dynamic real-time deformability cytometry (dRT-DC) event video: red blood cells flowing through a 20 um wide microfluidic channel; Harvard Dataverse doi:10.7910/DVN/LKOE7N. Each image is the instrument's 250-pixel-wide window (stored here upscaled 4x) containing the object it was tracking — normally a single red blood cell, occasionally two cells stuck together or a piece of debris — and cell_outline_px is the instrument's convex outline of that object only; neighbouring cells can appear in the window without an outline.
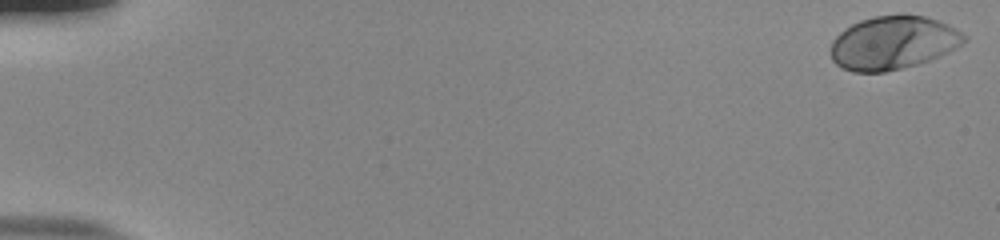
{"species": "human", "species_latin": "Homo sapiens", "temperature_condition": "room temperature", "stored_images_in_passage": 54, "camera_frame_rate_fps": 3000, "um_per_image_px": 0.085, "donor": {"sex": "male"}, "frame": {"image": 1, "passage_image": 1, "time_ms": 0.0, "image_size_px": [1000, 240], "cell_outline_px": [[968, 40], [956, 48], [940, 56], [916, 64], [884, 72], [852, 72], [836, 64], [832, 60], [828, 52], [832, 40], [844, 28], [860, 20], [876, 16], [900, 12], [924, 16], [948, 24], [956, 28], [968, 36]], "centroid_in_image_um": [75.9, 3.61], "position_along_channel_um": 9.1, "area_um2": 42.14}}
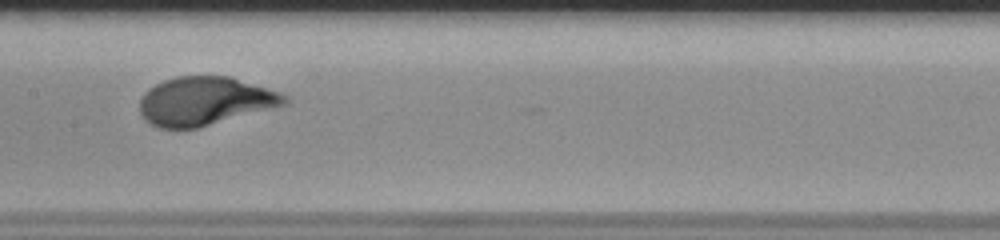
{"frame": {"image": 2, "passage_image": 29, "time_ms": 9.333, "image_size_px": [1000, 240], "cell_outline_px": [[288, 104], [196, 128], [160, 128], [144, 120], [140, 112], [140, 100], [144, 92], [148, 88], [164, 80], [176, 76], [228, 76], [280, 92], [288, 96]], "centroid_in_image_um": [17.4, 8.59], "position_along_channel_um": 190.0, "area_um2": 40.69}}
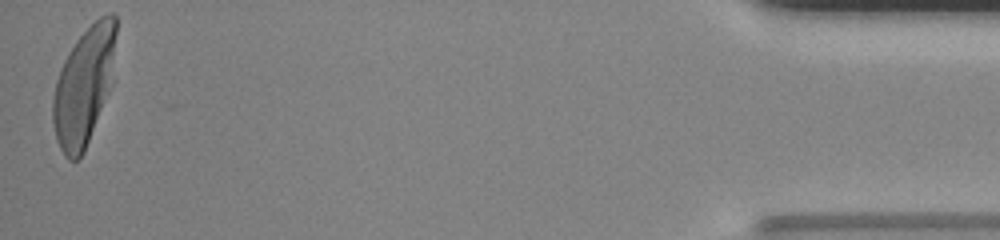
{"frame": {"image": 3, "passage_image": 54, "time_ms": 17.667, "image_size_px": [1000, 240], "cell_outline_px": [[116, 32], [112, 84], [84, 152], [76, 160], [68, 160], [64, 156], [56, 140], [52, 120], [52, 96], [56, 80], [60, 68], [68, 52], [76, 40], [100, 16], [108, 12], [112, 12], [116, 16]], "centroid_in_image_um": [7.12, 7.32], "position_along_channel_um": 428.1, "area_um2": 43.47}, "authors_computed_cell_mechanics": {"area_um2": 40.8068, "velocity_mm_per_s": 3.8199, "shape_relaxation_time_tau1_ms": 2.9314, "shape_relaxation_time_tau2_ms": null, "deformation_change_tau1": 0.187, "deformation_change_tau2": null}}